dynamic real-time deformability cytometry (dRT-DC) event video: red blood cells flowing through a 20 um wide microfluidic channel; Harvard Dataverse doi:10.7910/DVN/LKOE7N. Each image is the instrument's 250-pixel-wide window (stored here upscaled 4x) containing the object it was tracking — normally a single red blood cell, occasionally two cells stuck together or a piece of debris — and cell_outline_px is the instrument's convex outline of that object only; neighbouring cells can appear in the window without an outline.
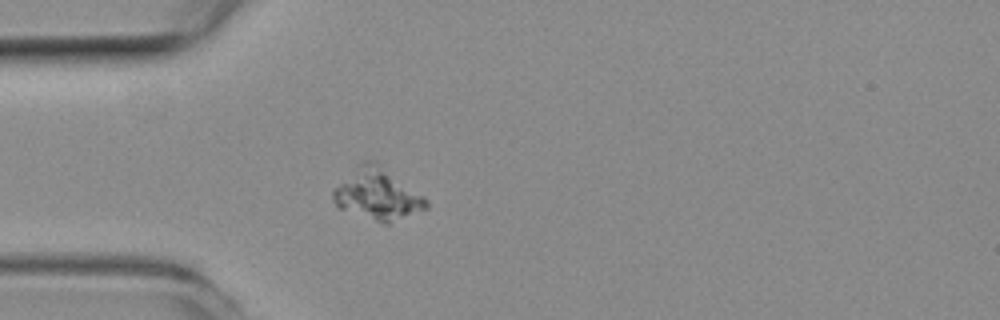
{"species": "common noctule bat (a hibernating species)", "species_latin": "Nyctalus noctula", "temperature_condition": "room temperature", "stored_images_in_passage": 42, "camera_frame_rate_fps": 3000, "um_per_image_px": 0.085, "animal": {"sex": "female", "body_mass_g": 19.3, "forearm_length_mm": 54.1}, "frame": {"image": 1, "passage_image": 1, "time_ms": 0.0, "image_size_px": [1000, 320], "cell_outline_px": [[428, 208], [388, 224], [384, 224], [336, 208], [332, 200], [332, 188], [364, 160], [376, 160], [424, 196], [428, 200]], "centroid_in_image_um": [32.06, 16.51], "position_along_channel_um": 52.9, "area_um2": 28.15}}
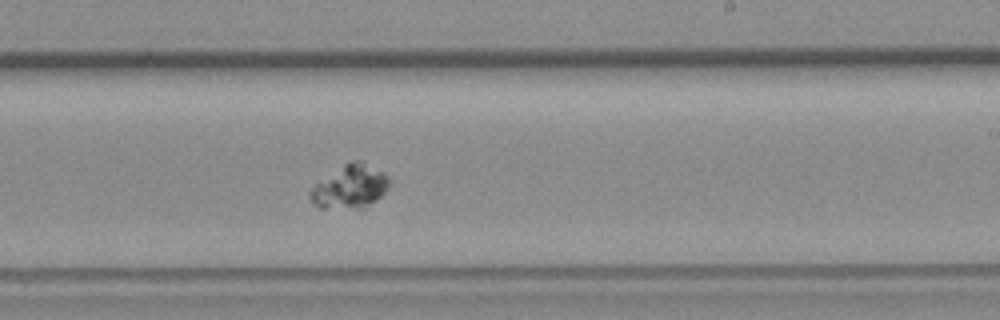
{"frame": {"image": 2, "passage_image": 19, "time_ms": 6.0, "image_size_px": [1000, 320], "cell_outline_px": [[388, 188], [376, 200], [364, 208], [320, 208], [312, 204], [308, 196], [308, 192], [316, 184], [344, 164], [352, 160], [364, 160], [384, 172], [388, 176]], "centroid_in_image_um": [29.75, 15.87], "position_along_channel_um": 259.2, "area_um2": 20.0}}
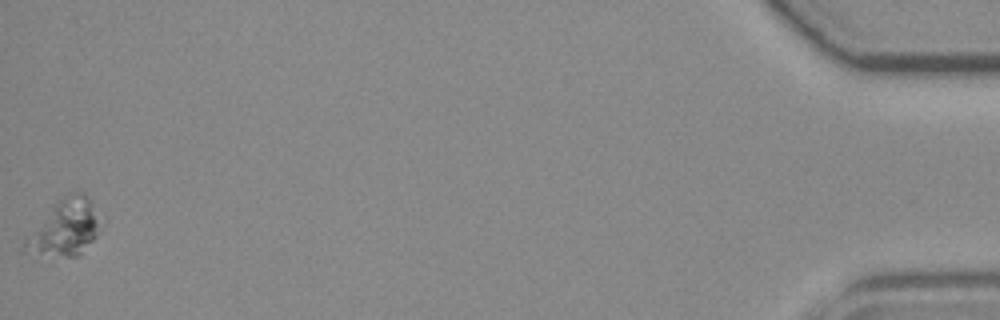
{"frame": {"image": 3, "passage_image": 42, "time_ms": 13.667, "image_size_px": [1000, 320], "cell_outline_px": [[104, 224], [96, 236], [80, 256], [36, 260], [24, 252], [24, 240], [52, 204], [56, 200], [72, 192], [84, 192], [88, 196], [104, 216]], "centroid_in_image_um": [5.54, 19.42], "position_along_channel_um": 429.7, "area_um2": 26.47}}